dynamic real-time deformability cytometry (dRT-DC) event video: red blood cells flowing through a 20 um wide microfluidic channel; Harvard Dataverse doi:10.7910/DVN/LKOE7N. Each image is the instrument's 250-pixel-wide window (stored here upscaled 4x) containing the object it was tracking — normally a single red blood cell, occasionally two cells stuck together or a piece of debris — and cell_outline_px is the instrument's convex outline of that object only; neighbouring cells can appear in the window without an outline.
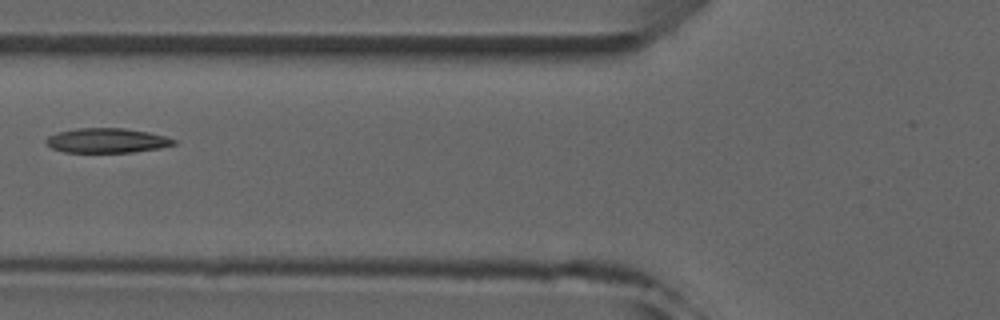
{"species": "common noctule bat (a hibernating species)", "species_latin": "Nyctalus noctula", "temperature_condition": "room temperature", "stored_images_in_passage": 7, "camera_frame_rate_fps": 3000, "um_per_image_px": 0.085, "animal": {"sex": "male", "forearm_length_mm": 52.5}, "frame": {"image": 1, "passage_image": 6, "time_ms": 5.667, "image_size_px": [1000, 320], "cell_outline_px": [[176, 144], [160, 148], [132, 152], [64, 152], [52, 148], [44, 140], [48, 136], [56, 132], [76, 128], [124, 128], [148, 132], [164, 136], [176, 140]], "centroid_in_image_um": [9.06, 11.94], "position_along_channel_um": 116.7, "area_um2": 18.32}}
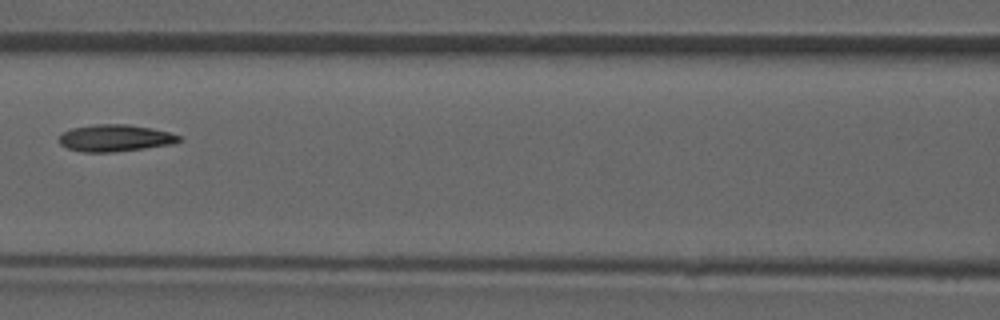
{"frame": {"image": 2, "passage_image": 7, "time_ms": 6.667, "image_size_px": [1000, 320], "cell_outline_px": [[184, 140], [172, 144], [144, 148], [112, 152], [84, 152], [68, 148], [60, 144], [60, 136], [64, 132], [72, 128], [100, 124], [128, 124], [152, 128], [168, 132], [180, 136]], "centroid_in_image_um": [9.82, 11.73], "position_along_channel_um": 156.8, "area_um2": 18.61}}